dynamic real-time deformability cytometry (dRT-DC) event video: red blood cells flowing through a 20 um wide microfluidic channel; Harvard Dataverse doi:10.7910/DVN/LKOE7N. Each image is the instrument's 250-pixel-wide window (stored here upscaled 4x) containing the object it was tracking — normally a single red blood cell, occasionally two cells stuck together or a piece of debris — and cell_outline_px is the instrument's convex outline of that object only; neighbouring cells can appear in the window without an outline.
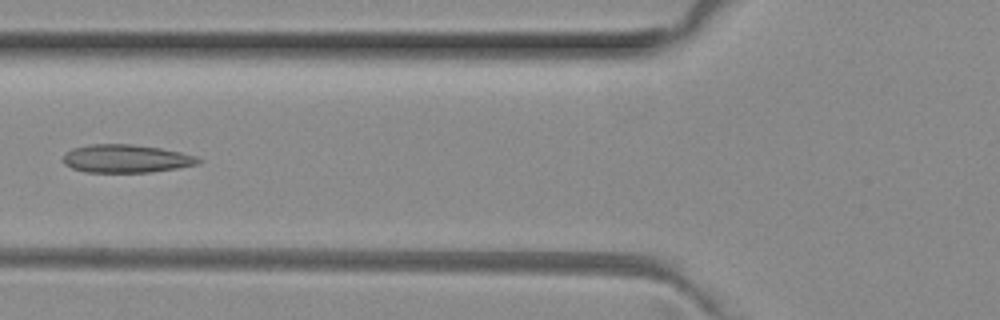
{"species": "common noctule bat (a hibernating species)", "species_latin": "Nyctalus noctula", "temperature_condition": "room temperature", "stored_images_in_passage": 5, "camera_frame_rate_fps": 3000, "um_per_image_px": 0.085, "animal": {"sex": "female", "body_mass_g": 29.2, "forearm_length_mm": 56.3}, "frame": {"image": 1, "passage_image": 5, "time_ms": 1.333, "image_size_px": [1000, 320], "cell_outline_px": [[204, 160], [200, 164], [152, 172], [84, 172], [72, 168], [64, 164], [64, 152], [72, 148], [88, 144], [132, 144], [160, 148], [180, 152], [196, 156]], "centroid_in_image_um": [10.72, 13.48], "position_along_channel_um": 115.1, "area_um2": 22.31}}